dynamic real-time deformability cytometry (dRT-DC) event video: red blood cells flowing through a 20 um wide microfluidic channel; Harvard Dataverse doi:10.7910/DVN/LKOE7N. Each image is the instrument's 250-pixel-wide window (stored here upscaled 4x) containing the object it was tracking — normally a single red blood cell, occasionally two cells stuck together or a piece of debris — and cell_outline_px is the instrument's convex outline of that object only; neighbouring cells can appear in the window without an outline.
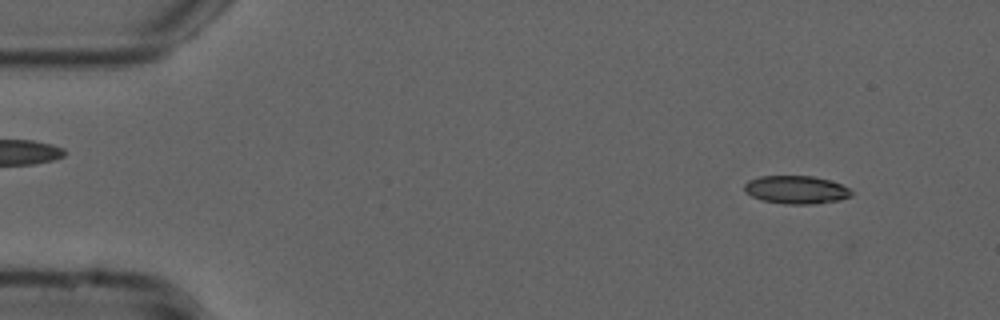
{"species": "common noctule bat (a hibernating species)", "species_latin": "Nyctalus noctula", "temperature_condition": "cold", "stored_images_in_passage": 20, "camera_frame_rate_fps": 3000, "um_per_image_px": 0.085, "animal": {"sex": "male", "forearm_length_mm": 52.5}, "frame": {"image": 1, "passage_image": 5, "time_ms": 1.333, "image_size_px": [1000, 320], "cell_outline_px": [[852, 196], [840, 200], [812, 204], [784, 204], [760, 200], [752, 196], [744, 188], [744, 184], [748, 180], [760, 176], [812, 176], [828, 180], [840, 184], [848, 188], [852, 192]], "centroid_in_image_um": [67.66, 16.13], "position_along_channel_um": 17.3, "area_um2": 17.46}}
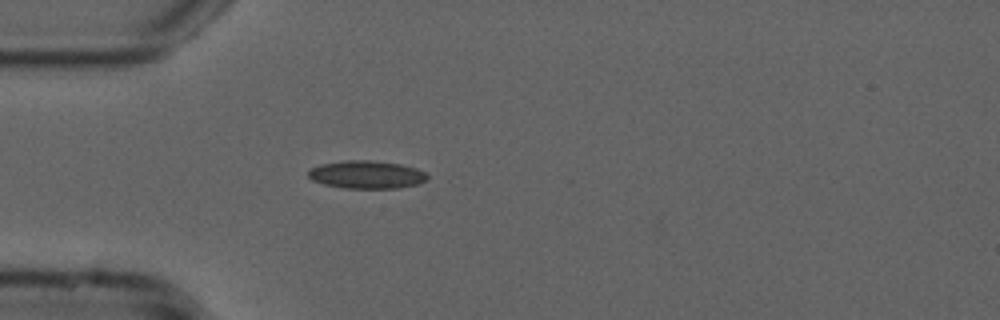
{"frame": {"image": 2, "passage_image": 15, "time_ms": 4.667, "image_size_px": [1000, 320], "cell_outline_px": [[428, 176], [420, 184], [400, 188], [344, 188], [324, 184], [312, 180], [308, 176], [308, 168], [320, 164], [344, 160], [368, 160], [400, 164], [416, 168], [424, 172]], "centroid_in_image_um": [31.13, 14.84], "position_along_channel_um": 53.9, "area_um2": 19.42}}
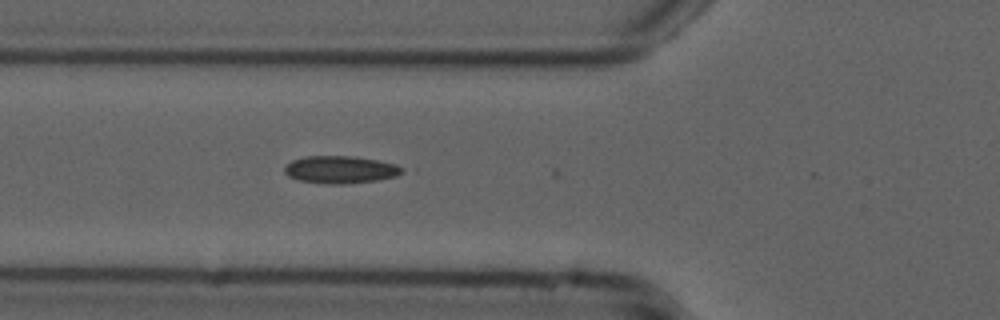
{"frame": {"image": 3, "passage_image": 19, "time_ms": 6.0, "image_size_px": [1000, 320], "cell_outline_px": [[404, 172], [396, 176], [376, 180], [340, 184], [324, 184], [300, 180], [288, 176], [284, 172], [284, 168], [292, 160], [304, 156], [352, 156], [376, 160], [396, 164], [404, 168]], "centroid_in_image_um": [28.93, 14.41], "position_along_channel_um": 96.9, "area_um2": 18.73}}